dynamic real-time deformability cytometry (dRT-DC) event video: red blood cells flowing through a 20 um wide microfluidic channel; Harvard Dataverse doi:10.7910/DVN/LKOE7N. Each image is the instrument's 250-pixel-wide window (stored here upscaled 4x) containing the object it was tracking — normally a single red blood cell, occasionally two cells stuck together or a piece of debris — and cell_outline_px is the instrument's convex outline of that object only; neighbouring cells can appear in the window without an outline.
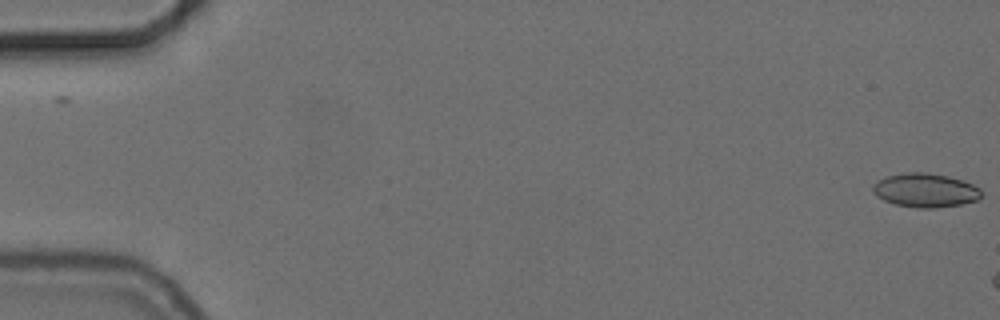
{"species": "common noctule bat (a hibernating species)", "species_latin": "Nyctalus noctula", "temperature_condition": "cold", "stored_images_in_passage": 7, "camera_frame_rate_fps": 3000, "um_per_image_px": 0.085, "animal": {"sex": "female", "body_mass_g": 24.6, "forearm_length_mm": 56.2}, "frame": {"image": 1, "passage_image": 1, "time_ms": 0.0, "image_size_px": [1000, 320], "cell_outline_px": [[984, 192], [976, 200], [960, 204], [932, 208], [916, 208], [896, 204], [884, 200], [876, 196], [872, 192], [872, 184], [876, 180], [888, 176], [904, 172], [928, 172], [948, 176], [964, 180], [980, 188]], "centroid_in_image_um": [78.63, 16.16], "position_along_channel_um": 6.4, "area_um2": 21.62}}